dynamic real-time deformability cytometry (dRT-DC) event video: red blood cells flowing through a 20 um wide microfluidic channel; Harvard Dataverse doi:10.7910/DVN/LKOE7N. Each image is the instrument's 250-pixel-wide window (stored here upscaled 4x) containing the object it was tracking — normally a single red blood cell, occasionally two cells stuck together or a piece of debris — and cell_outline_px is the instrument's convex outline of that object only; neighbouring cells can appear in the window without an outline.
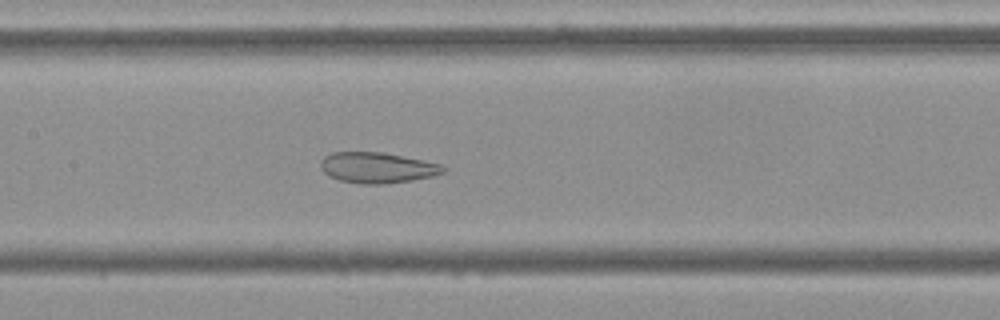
{"species": "Egyptian fruit bat (a non-hibernating species)", "species_latin": "Rousettus aegyptiacus", "temperature_condition": "cold", "stored_images_in_passage": 54, "camera_frame_rate_fps": 3000, "um_per_image_px": 0.085, "frame": {"image": 1, "passage_image": 25, "time_ms": 8.0, "image_size_px": [1000, 320], "cell_outline_px": [[444, 172], [432, 176], [412, 180], [380, 184], [360, 184], [340, 180], [328, 176], [320, 168], [320, 160], [324, 156], [332, 152], [380, 152], [440, 164], [444, 168]], "centroid_in_image_um": [31.98, 14.25], "position_along_channel_um": 175.4, "area_um2": 21.68}}
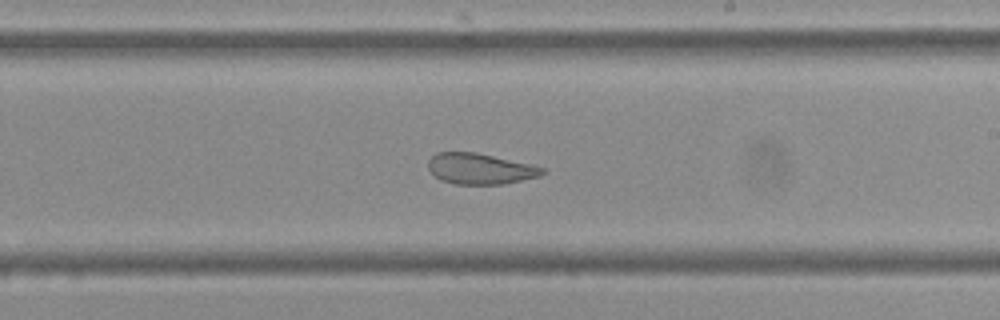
{"frame": {"image": 2, "passage_image": 31, "time_ms": 10.0, "image_size_px": [1000, 320], "cell_outline_px": [[544, 172], [540, 176], [504, 184], [456, 184], [440, 180], [428, 168], [428, 160], [436, 152], [476, 152], [528, 164], [544, 168]], "centroid_in_image_um": [40.77, 14.34], "position_along_channel_um": 248.2, "area_um2": 20.29}}
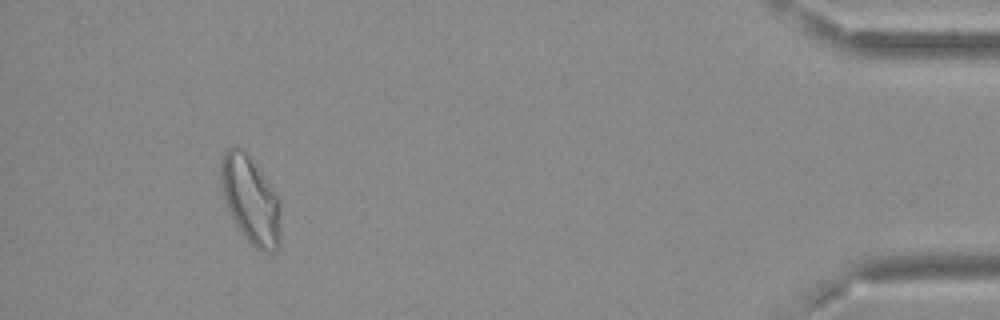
{"frame": {"image": 3, "passage_image": 50, "time_ms": 16.333, "image_size_px": [1000, 320], "cell_outline_px": [[280, 244], [272, 252], [260, 252], [248, 240], [236, 224], [228, 208], [224, 196], [220, 180], [220, 156], [232, 144], [240, 144], [280, 196]], "centroid_in_image_um": [21.31, 16.92], "position_along_channel_um": 413.9, "area_um2": 30.92}, "authors_computed_cell_mechanics": {"area_um2": 27.166, "velocity_mm_per_s": 3.6516, "shape_relaxation_time_tau1_ms": null, "shape_relaxation_time_tau2_ms": 2.4899, "deformation_change_tau1": null, "deformation_change_tau2": 0.0983}}